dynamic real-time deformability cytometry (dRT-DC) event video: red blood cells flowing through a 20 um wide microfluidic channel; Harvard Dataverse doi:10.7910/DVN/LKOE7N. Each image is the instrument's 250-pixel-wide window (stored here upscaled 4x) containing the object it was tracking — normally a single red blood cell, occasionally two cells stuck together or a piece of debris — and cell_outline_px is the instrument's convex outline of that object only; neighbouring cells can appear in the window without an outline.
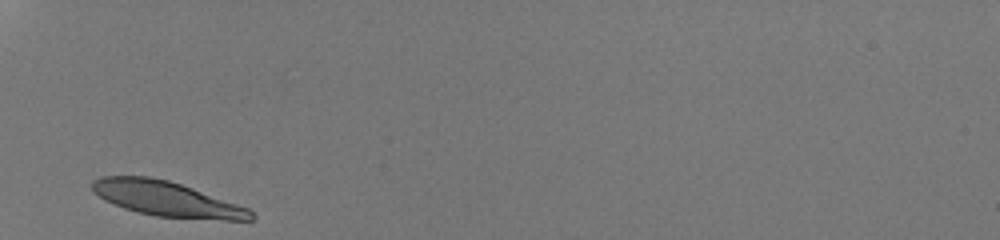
{"species": "human", "species_latin": "Homo sapiens", "temperature_condition": "room temperature", "stored_images_in_passage": 26, "camera_frame_rate_fps": 3000, "um_per_image_px": 0.085, "donor": {"sex": "male"}, "frame": {"image": 1, "passage_image": 1, "time_ms": 0.0, "image_size_px": [1000, 240], "cell_outline_px": [[256, 216], [252, 220], [224, 220], [156, 216], [136, 212], [124, 208], [104, 200], [92, 188], [92, 180], [100, 176], [148, 176], [168, 180], [192, 188], [248, 208]], "centroid_in_image_um": [14.15, 16.9], "position_along_channel_um": 70.8, "area_um2": 32.02}}
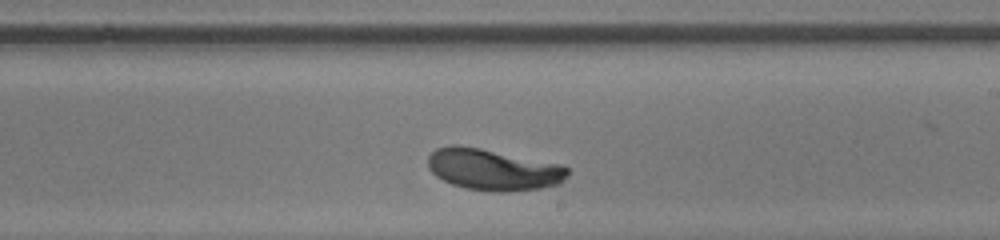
{"frame": {"image": 2, "passage_image": 15, "time_ms": 4.667, "image_size_px": [1000, 240], "cell_outline_px": [[568, 172], [564, 180], [560, 184], [540, 188], [508, 192], [496, 192], [464, 188], [452, 184], [436, 176], [428, 168], [428, 156], [436, 148], [452, 144], [460, 144], [560, 164], [568, 168]], "centroid_in_image_um": [41.89, 14.41], "position_along_channel_um": 247.1, "area_um2": 33.76}}
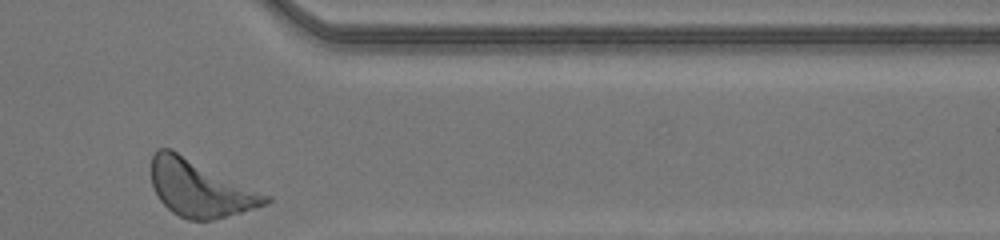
{"frame": {"image": 3, "passage_image": 26, "time_ms": 8.333, "image_size_px": [1000, 240], "cell_outline_px": [[272, 200], [268, 204], [212, 220], [188, 220], [172, 212], [160, 200], [152, 184], [152, 156], [156, 148], [172, 148], [272, 196]], "centroid_in_image_um": [17.03, 15.98], "position_along_channel_um": 394.4, "area_um2": 37.92}, "authors_computed_cell_mechanics": {"area_um2": 33.7841, "velocity_mm_per_s": 4.0771, "shape_relaxation_time_tau1_ms": 2.3057, "shape_relaxation_time_tau2_ms": null, "deformation_change_tau1": 0.1354, "deformation_change_tau2": null}}